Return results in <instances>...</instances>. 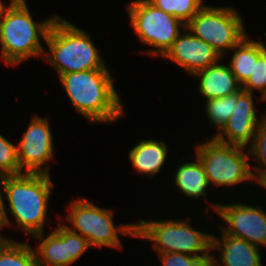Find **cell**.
Instances as JSON below:
<instances>
[{"instance_id":"6da1fadb","label":"cell","mask_w":266,"mask_h":266,"mask_svg":"<svg viewBox=\"0 0 266 266\" xmlns=\"http://www.w3.org/2000/svg\"><path fill=\"white\" fill-rule=\"evenodd\" d=\"M109 69L71 72L59 76L74 110L92 123H111L125 111Z\"/></svg>"},{"instance_id":"7a4b0ae2","label":"cell","mask_w":266,"mask_h":266,"mask_svg":"<svg viewBox=\"0 0 266 266\" xmlns=\"http://www.w3.org/2000/svg\"><path fill=\"white\" fill-rule=\"evenodd\" d=\"M26 0H10L0 12L1 57L7 66H18L31 57L43 58L48 31L58 15L42 21L32 18Z\"/></svg>"},{"instance_id":"3957f363","label":"cell","mask_w":266,"mask_h":266,"mask_svg":"<svg viewBox=\"0 0 266 266\" xmlns=\"http://www.w3.org/2000/svg\"><path fill=\"white\" fill-rule=\"evenodd\" d=\"M89 34L59 15L46 40L48 51L42 59L54 67L58 77L71 72L108 69Z\"/></svg>"},{"instance_id":"277c9868","label":"cell","mask_w":266,"mask_h":266,"mask_svg":"<svg viewBox=\"0 0 266 266\" xmlns=\"http://www.w3.org/2000/svg\"><path fill=\"white\" fill-rule=\"evenodd\" d=\"M53 184L50 174L21 173L5 177V198L19 230L26 235L44 232Z\"/></svg>"},{"instance_id":"5b68a950","label":"cell","mask_w":266,"mask_h":266,"mask_svg":"<svg viewBox=\"0 0 266 266\" xmlns=\"http://www.w3.org/2000/svg\"><path fill=\"white\" fill-rule=\"evenodd\" d=\"M136 238L153 243L155 253H181L200 258H211L212 236L192 228L188 220H140ZM210 251V252H209Z\"/></svg>"},{"instance_id":"8992f818","label":"cell","mask_w":266,"mask_h":266,"mask_svg":"<svg viewBox=\"0 0 266 266\" xmlns=\"http://www.w3.org/2000/svg\"><path fill=\"white\" fill-rule=\"evenodd\" d=\"M68 211L66 219L71 224L63 223L64 226L84 237L90 247L104 246L122 249L120 233L121 235L136 237V223L116 226L113 222L112 210L94 205L85 199L79 198L71 201Z\"/></svg>"},{"instance_id":"52a82bcc","label":"cell","mask_w":266,"mask_h":266,"mask_svg":"<svg viewBox=\"0 0 266 266\" xmlns=\"http://www.w3.org/2000/svg\"><path fill=\"white\" fill-rule=\"evenodd\" d=\"M245 149L246 147L223 143L211 137L201 144L197 143L195 155L204 166L210 184L216 187H234L246 181L257 182L249 162V151Z\"/></svg>"},{"instance_id":"ba28073f","label":"cell","mask_w":266,"mask_h":266,"mask_svg":"<svg viewBox=\"0 0 266 266\" xmlns=\"http://www.w3.org/2000/svg\"><path fill=\"white\" fill-rule=\"evenodd\" d=\"M127 12L140 42L152 47L143 51L149 56L163 57L181 33V28L186 27L181 20L156 8L148 0H132L127 5Z\"/></svg>"},{"instance_id":"9c48e42d","label":"cell","mask_w":266,"mask_h":266,"mask_svg":"<svg viewBox=\"0 0 266 266\" xmlns=\"http://www.w3.org/2000/svg\"><path fill=\"white\" fill-rule=\"evenodd\" d=\"M243 18L233 7L204 5L186 24L196 37L211 45L222 58L248 33Z\"/></svg>"},{"instance_id":"30bf717a","label":"cell","mask_w":266,"mask_h":266,"mask_svg":"<svg viewBox=\"0 0 266 266\" xmlns=\"http://www.w3.org/2000/svg\"><path fill=\"white\" fill-rule=\"evenodd\" d=\"M210 206L227 225L220 227L223 233L244 239L259 248L266 247V211L260 206L239 202L227 205L210 202Z\"/></svg>"},{"instance_id":"8fae6325","label":"cell","mask_w":266,"mask_h":266,"mask_svg":"<svg viewBox=\"0 0 266 266\" xmlns=\"http://www.w3.org/2000/svg\"><path fill=\"white\" fill-rule=\"evenodd\" d=\"M50 128L47 118L38 115L32 117L17 144V158L22 173L49 175L46 164L54 158L53 136Z\"/></svg>"},{"instance_id":"7c38bea8","label":"cell","mask_w":266,"mask_h":266,"mask_svg":"<svg viewBox=\"0 0 266 266\" xmlns=\"http://www.w3.org/2000/svg\"><path fill=\"white\" fill-rule=\"evenodd\" d=\"M43 235L44 232L33 235L39 241L34 252L40 266H69L90 248L84 237L62 223L53 228L47 237Z\"/></svg>"},{"instance_id":"4fadbf2b","label":"cell","mask_w":266,"mask_h":266,"mask_svg":"<svg viewBox=\"0 0 266 266\" xmlns=\"http://www.w3.org/2000/svg\"><path fill=\"white\" fill-rule=\"evenodd\" d=\"M254 93H248L242 89L237 93V103L233 113L224 127L213 137L223 143L248 147L255 137L261 118L258 119L254 99Z\"/></svg>"},{"instance_id":"5bb4252c","label":"cell","mask_w":266,"mask_h":266,"mask_svg":"<svg viewBox=\"0 0 266 266\" xmlns=\"http://www.w3.org/2000/svg\"><path fill=\"white\" fill-rule=\"evenodd\" d=\"M163 58L171 60L192 76L223 60L211 45L194 36L187 27H185V33L179 34Z\"/></svg>"},{"instance_id":"9a60e30c","label":"cell","mask_w":266,"mask_h":266,"mask_svg":"<svg viewBox=\"0 0 266 266\" xmlns=\"http://www.w3.org/2000/svg\"><path fill=\"white\" fill-rule=\"evenodd\" d=\"M221 234V238L214 234L212 236V252L215 249L221 250L217 252L218 258L212 253L210 261L212 266H263L259 247L222 231Z\"/></svg>"},{"instance_id":"2e32d148","label":"cell","mask_w":266,"mask_h":266,"mask_svg":"<svg viewBox=\"0 0 266 266\" xmlns=\"http://www.w3.org/2000/svg\"><path fill=\"white\" fill-rule=\"evenodd\" d=\"M219 62L193 75L198 78L199 93L206 100L225 97L238 93L242 89L241 84L237 81L229 65H222Z\"/></svg>"},{"instance_id":"e0dca14e","label":"cell","mask_w":266,"mask_h":266,"mask_svg":"<svg viewBox=\"0 0 266 266\" xmlns=\"http://www.w3.org/2000/svg\"><path fill=\"white\" fill-rule=\"evenodd\" d=\"M167 147L164 141L143 139L130 150L128 158L132 167L141 175L152 178L164 166L168 155Z\"/></svg>"},{"instance_id":"ac0fdd59","label":"cell","mask_w":266,"mask_h":266,"mask_svg":"<svg viewBox=\"0 0 266 266\" xmlns=\"http://www.w3.org/2000/svg\"><path fill=\"white\" fill-rule=\"evenodd\" d=\"M176 188L188 198L206 197L210 183L207 179L204 166L196 156L195 162L182 163L174 174Z\"/></svg>"},{"instance_id":"d6986e66","label":"cell","mask_w":266,"mask_h":266,"mask_svg":"<svg viewBox=\"0 0 266 266\" xmlns=\"http://www.w3.org/2000/svg\"><path fill=\"white\" fill-rule=\"evenodd\" d=\"M249 37L250 35H246L231 49L234 53L228 64L232 73L241 85L252 74L254 63H256L258 56L266 49L264 43L253 41Z\"/></svg>"},{"instance_id":"ffe728a7","label":"cell","mask_w":266,"mask_h":266,"mask_svg":"<svg viewBox=\"0 0 266 266\" xmlns=\"http://www.w3.org/2000/svg\"><path fill=\"white\" fill-rule=\"evenodd\" d=\"M0 266H40L27 242L3 237L0 241Z\"/></svg>"},{"instance_id":"44dd1931","label":"cell","mask_w":266,"mask_h":266,"mask_svg":"<svg viewBox=\"0 0 266 266\" xmlns=\"http://www.w3.org/2000/svg\"><path fill=\"white\" fill-rule=\"evenodd\" d=\"M237 103V93L206 101L205 112L207 119L217 127V133L224 127L233 113Z\"/></svg>"},{"instance_id":"7402d4cb","label":"cell","mask_w":266,"mask_h":266,"mask_svg":"<svg viewBox=\"0 0 266 266\" xmlns=\"http://www.w3.org/2000/svg\"><path fill=\"white\" fill-rule=\"evenodd\" d=\"M156 8L173 15L185 25L204 6L203 0H148Z\"/></svg>"},{"instance_id":"603a6c76","label":"cell","mask_w":266,"mask_h":266,"mask_svg":"<svg viewBox=\"0 0 266 266\" xmlns=\"http://www.w3.org/2000/svg\"><path fill=\"white\" fill-rule=\"evenodd\" d=\"M261 118L252 143L247 147L249 155L258 163L256 166L251 165L253 176L258 180L266 173V113Z\"/></svg>"},{"instance_id":"cb8c5ba5","label":"cell","mask_w":266,"mask_h":266,"mask_svg":"<svg viewBox=\"0 0 266 266\" xmlns=\"http://www.w3.org/2000/svg\"><path fill=\"white\" fill-rule=\"evenodd\" d=\"M241 88L248 93L258 90L261 93L258 101L263 102L262 98L266 95V49L258 56L252 74L241 85Z\"/></svg>"},{"instance_id":"d4e9b609","label":"cell","mask_w":266,"mask_h":266,"mask_svg":"<svg viewBox=\"0 0 266 266\" xmlns=\"http://www.w3.org/2000/svg\"><path fill=\"white\" fill-rule=\"evenodd\" d=\"M0 172L7 175L21 174L17 146L0 134Z\"/></svg>"},{"instance_id":"484cf974","label":"cell","mask_w":266,"mask_h":266,"mask_svg":"<svg viewBox=\"0 0 266 266\" xmlns=\"http://www.w3.org/2000/svg\"><path fill=\"white\" fill-rule=\"evenodd\" d=\"M163 266H209L211 258H200L181 253L158 254Z\"/></svg>"},{"instance_id":"4316f807","label":"cell","mask_w":266,"mask_h":266,"mask_svg":"<svg viewBox=\"0 0 266 266\" xmlns=\"http://www.w3.org/2000/svg\"><path fill=\"white\" fill-rule=\"evenodd\" d=\"M5 177L6 175L0 172V229H3L7 226L12 225V223H10V219L8 218L9 216L7 215V211H6V204L4 203L5 200V191L2 192L1 190V186L4 188L5 186ZM4 197V198H3Z\"/></svg>"},{"instance_id":"83f0119b","label":"cell","mask_w":266,"mask_h":266,"mask_svg":"<svg viewBox=\"0 0 266 266\" xmlns=\"http://www.w3.org/2000/svg\"><path fill=\"white\" fill-rule=\"evenodd\" d=\"M256 183H258V185H259L260 187H263V188L266 189V173H265L264 175H262V176L257 180Z\"/></svg>"},{"instance_id":"f1b7e54d","label":"cell","mask_w":266,"mask_h":266,"mask_svg":"<svg viewBox=\"0 0 266 266\" xmlns=\"http://www.w3.org/2000/svg\"><path fill=\"white\" fill-rule=\"evenodd\" d=\"M4 5H5V4L3 3V1L0 0V12H1V10H2V8H3Z\"/></svg>"},{"instance_id":"f546056e","label":"cell","mask_w":266,"mask_h":266,"mask_svg":"<svg viewBox=\"0 0 266 266\" xmlns=\"http://www.w3.org/2000/svg\"><path fill=\"white\" fill-rule=\"evenodd\" d=\"M262 99H263V101H266V95Z\"/></svg>"},{"instance_id":"4dcf8cb0","label":"cell","mask_w":266,"mask_h":266,"mask_svg":"<svg viewBox=\"0 0 266 266\" xmlns=\"http://www.w3.org/2000/svg\"><path fill=\"white\" fill-rule=\"evenodd\" d=\"M0 231H1V229H0ZM3 237H4V236H3V235L1 236V234H0V241H1V239H2Z\"/></svg>"}]
</instances>
